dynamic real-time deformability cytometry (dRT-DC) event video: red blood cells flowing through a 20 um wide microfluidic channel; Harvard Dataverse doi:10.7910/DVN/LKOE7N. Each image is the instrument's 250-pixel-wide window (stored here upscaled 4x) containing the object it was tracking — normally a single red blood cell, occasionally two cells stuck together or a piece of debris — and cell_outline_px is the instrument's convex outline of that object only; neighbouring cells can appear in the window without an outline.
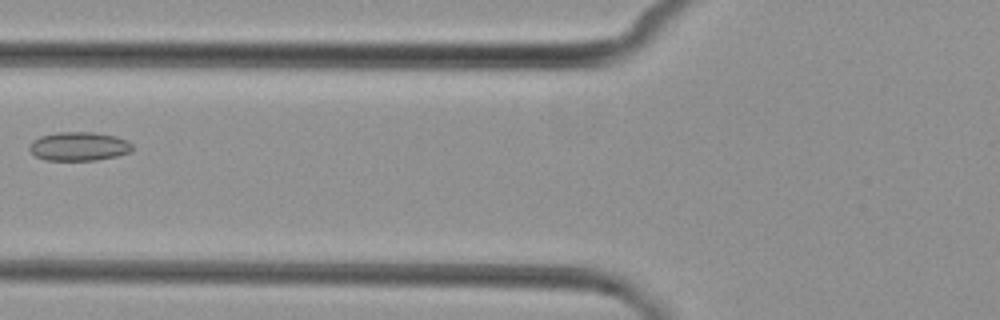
{"species": "common noctule bat (a hibernating species)", "species_latin": "Nyctalus noctula", "temperature_condition": "cold", "stored_images_in_passage": 7, "camera_frame_rate_fps": 3000, "um_per_image_px": 0.085, "animal": {"sex": "female", "body_mass_g": 29.2, "forearm_length_mm": 56.3}, "frame": {"image": 1, "passage_image": 6, "time_ms": 6.0, "image_size_px": [1000, 320], "cell_outline_px": [[132, 152], [116, 156], [96, 160], [44, 160], [36, 156], [28, 148], [32, 140], [40, 136], [56, 132], [92, 132], [116, 136], [132, 144]], "centroid_in_image_um": [6.69, 12.44], "position_along_channel_um": 119.1, "area_um2": 17.28}}
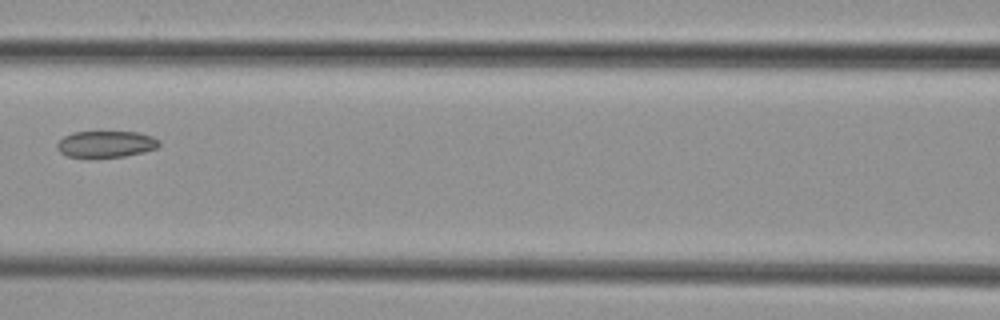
{"frame": {"image": 2, "passage_image": 7, "time_ms": 7.0, "image_size_px": [1000, 320], "cell_outline_px": [[160, 144], [156, 148], [144, 152], [124, 156], [88, 160], [68, 156], [60, 152], [56, 148], [56, 144], [64, 136], [72, 132], [140, 132], [152, 136], [160, 140]], "centroid_in_image_um": [8.97, 12.28], "position_along_channel_um": 157.6, "area_um2": 16.36}}